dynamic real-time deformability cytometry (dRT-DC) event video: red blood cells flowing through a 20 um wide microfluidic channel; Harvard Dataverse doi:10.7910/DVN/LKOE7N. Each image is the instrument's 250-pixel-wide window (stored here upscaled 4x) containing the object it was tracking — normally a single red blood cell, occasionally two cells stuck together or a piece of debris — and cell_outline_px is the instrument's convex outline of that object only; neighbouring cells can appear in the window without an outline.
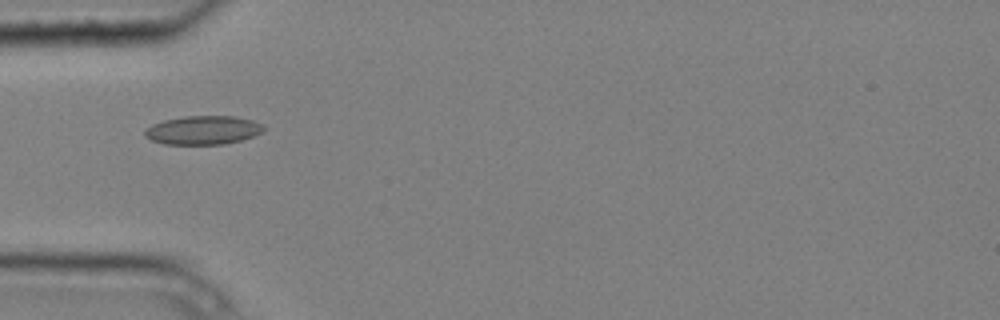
{"species": "common noctule bat (a hibernating species)", "species_latin": "Nyctalus noctula", "temperature_condition": "cold", "stored_images_in_passage": 4, "camera_frame_rate_fps": 3000, "um_per_image_px": 0.085, "animal": {"sex": "male", "body_mass_g": 20.4}, "frame": {"image": 1, "passage_image": 3, "time_ms": 0.667, "image_size_px": [1000, 320], "cell_outline_px": [[264, 128], [260, 132], [252, 136], [240, 140], [224, 144], [164, 144], [152, 140], [144, 136], [144, 132], [152, 124], [164, 120], [184, 116], [232, 116], [252, 120], [264, 124]], "centroid_in_image_um": [17.24, 11.06], "position_along_channel_um": 67.8, "area_um2": 19.71}}
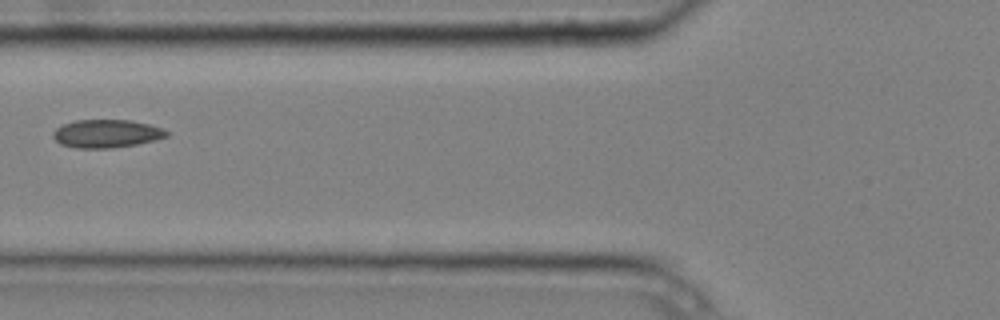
{"frame": {"image": 2, "passage_image": 4, "time_ms": 1.0, "image_size_px": [1000, 320], "cell_outline_px": [[168, 136], [156, 140], [136, 144], [112, 148], [76, 148], [60, 144], [52, 136], [52, 132], [56, 128], [64, 124], [76, 120], [132, 120], [164, 128], [168, 132]], "centroid_in_image_um": [9.06, 11.36], "position_along_channel_um": 116.7, "area_um2": 18.67}}